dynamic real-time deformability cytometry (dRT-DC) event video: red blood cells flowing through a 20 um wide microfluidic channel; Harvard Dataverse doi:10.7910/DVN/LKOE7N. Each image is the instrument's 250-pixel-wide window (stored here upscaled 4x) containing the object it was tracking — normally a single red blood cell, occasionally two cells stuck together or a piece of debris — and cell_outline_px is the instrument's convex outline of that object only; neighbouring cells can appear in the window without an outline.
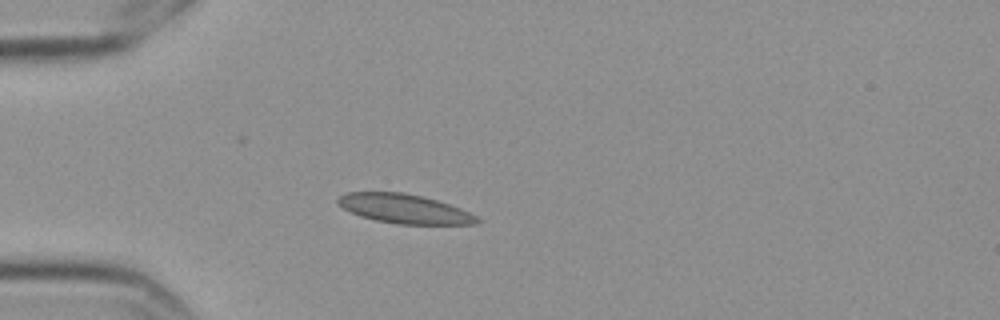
{"species": "Egyptian fruit bat (a non-hibernating species)", "species_latin": "Rousettus aegyptiacus", "temperature_condition": "cold", "stored_images_in_passage": 5, "camera_frame_rate_fps": 3000, "um_per_image_px": 0.085, "frame": {"image": 1, "passage_image": 5, "time_ms": 1.333, "image_size_px": [1000, 320], "cell_outline_px": [[480, 220], [476, 224], [396, 224], [376, 220], [360, 216], [344, 208], [336, 200], [340, 196], [348, 192], [404, 192], [436, 200], [460, 208], [476, 216]], "centroid_in_image_um": [34.37, 17.75], "position_along_channel_um": 50.6, "area_um2": 23.35}}